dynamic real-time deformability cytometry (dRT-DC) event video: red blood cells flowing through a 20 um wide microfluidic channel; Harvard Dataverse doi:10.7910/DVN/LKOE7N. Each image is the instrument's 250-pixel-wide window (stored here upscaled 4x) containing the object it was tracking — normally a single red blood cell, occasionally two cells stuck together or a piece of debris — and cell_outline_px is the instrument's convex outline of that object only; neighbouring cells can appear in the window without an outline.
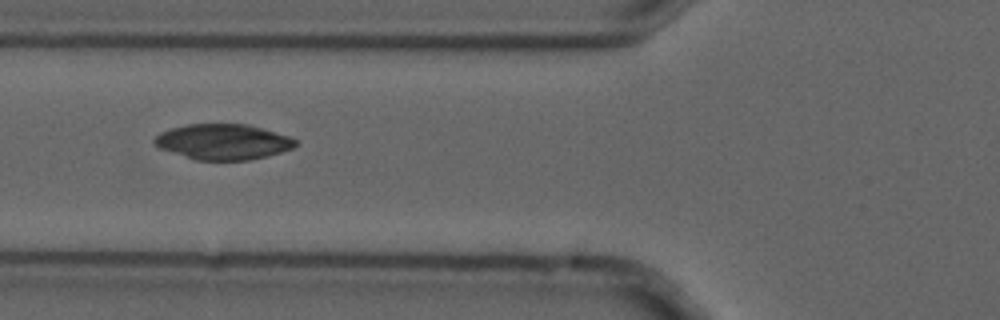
{"species": "common noctule bat (a hibernating species)", "species_latin": "Nyctalus noctula", "temperature_condition": "cold", "stored_images_in_passage": 4, "camera_frame_rate_fps": 3000, "um_per_image_px": 0.085, "animal": {"sex": "male", "forearm_length_mm": 52.5}, "frame": {"image": 1, "passage_image": 4, "time_ms": 1.0, "image_size_px": [1000, 320], "cell_outline_px": [[300, 144], [292, 148], [268, 156], [248, 160], [196, 160], [160, 148], [152, 144], [152, 140], [160, 132], [172, 128], [188, 124], [248, 124], [292, 136], [300, 140]], "centroid_in_image_um": [19.02, 12.05], "position_along_channel_um": 106.8, "area_um2": 29.48}}